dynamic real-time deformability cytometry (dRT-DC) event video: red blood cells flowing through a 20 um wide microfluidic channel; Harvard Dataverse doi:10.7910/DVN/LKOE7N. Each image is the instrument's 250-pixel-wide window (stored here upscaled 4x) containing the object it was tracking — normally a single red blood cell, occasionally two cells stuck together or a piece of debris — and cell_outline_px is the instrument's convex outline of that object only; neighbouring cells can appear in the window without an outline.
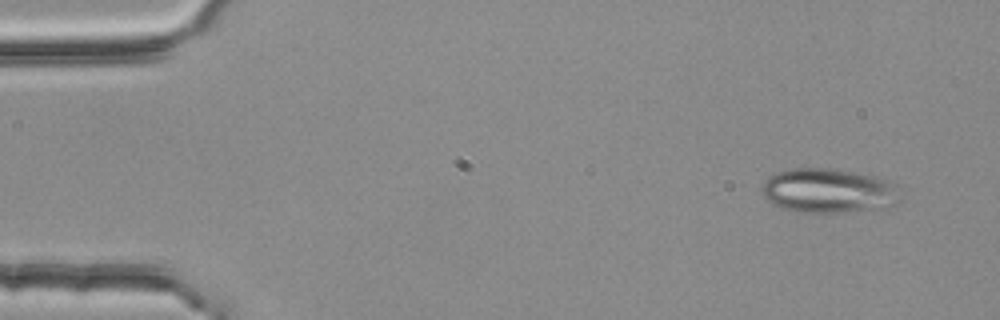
{"species": "common noctule bat (a hibernating species)", "species_latin": "Nyctalus noctula", "temperature_condition": "room temperature", "stored_images_in_passage": 4, "camera_frame_rate_fps": 3000, "um_per_image_px": 0.085, "animal": {"sex": "female", "body_mass_g": 25.1}, "frame": {"image": 1, "passage_image": 1, "time_ms": 0.0, "image_size_px": [1000, 320], "cell_outline_px": [[900, 200], [884, 208], [840, 212], [800, 212], [780, 208], [772, 204], [760, 192], [760, 188], [764, 180], [768, 176], [776, 172], [792, 168], [832, 168], [880, 176], [896, 184]], "centroid_in_image_um": [70.39, 16.19], "position_along_channel_um": 14.6, "area_um2": 36.3}}